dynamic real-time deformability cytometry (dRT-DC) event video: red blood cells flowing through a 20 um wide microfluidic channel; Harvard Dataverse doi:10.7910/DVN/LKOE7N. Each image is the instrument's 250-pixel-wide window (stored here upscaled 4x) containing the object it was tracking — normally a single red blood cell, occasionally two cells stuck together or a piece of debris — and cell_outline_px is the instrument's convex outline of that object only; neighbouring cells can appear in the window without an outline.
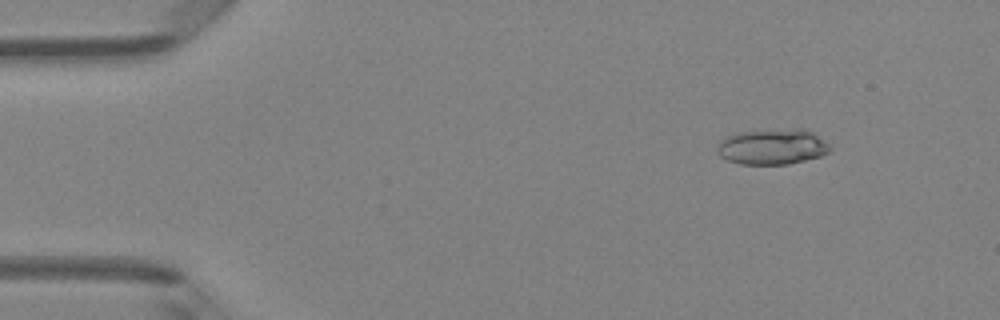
{"species": "Egyptian fruit bat (a non-hibernating species)", "species_latin": "Rousettus aegyptiacus", "temperature_condition": "room temperature", "stored_images_in_passage": 5, "camera_frame_rate_fps": 3000, "um_per_image_px": 0.085, "animal": {"sex": "female"}, "frame": {"image": 1, "passage_image": 2, "time_ms": 0.333, "image_size_px": [1000, 320], "cell_outline_px": [[832, 148], [828, 152], [820, 156], [788, 164], [740, 164], [728, 160], [720, 156], [716, 148], [720, 140], [724, 136], [736, 132], [796, 128], [804, 128], [812, 132], [828, 144]], "centroid_in_image_um": [65.61, 12.46], "position_along_channel_um": 19.4, "area_um2": 23.47}}